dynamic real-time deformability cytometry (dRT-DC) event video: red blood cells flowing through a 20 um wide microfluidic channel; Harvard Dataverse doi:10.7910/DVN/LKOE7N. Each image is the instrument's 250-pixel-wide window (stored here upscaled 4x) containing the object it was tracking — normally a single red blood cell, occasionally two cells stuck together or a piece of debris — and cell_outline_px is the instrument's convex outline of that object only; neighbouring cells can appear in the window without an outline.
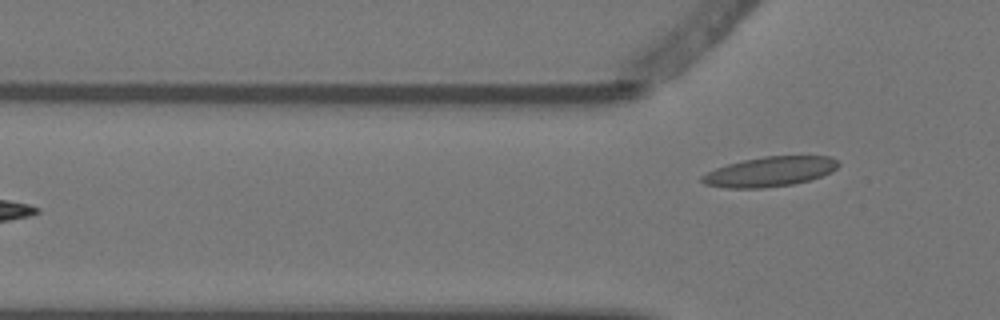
{"species": "Egyptian fruit bat (a non-hibernating species)", "species_latin": "Rousettus aegyptiacus", "temperature_condition": "warm", "stored_images_in_passage": 6, "camera_frame_rate_fps": 3000, "um_per_image_px": 0.085, "animal": {"sex": "female"}, "frame": {"image": 1, "passage_image": 6, "time_ms": 1.667, "image_size_px": [1000, 320], "cell_outline_px": [[840, 164], [832, 172], [808, 180], [792, 184], [764, 188], [728, 188], [704, 184], [700, 180], [700, 176], [716, 168], [728, 164], [744, 160], [764, 156], [832, 156]], "centroid_in_image_um": [65.43, 14.59], "position_along_channel_um": 60.4, "area_um2": 23.58}}